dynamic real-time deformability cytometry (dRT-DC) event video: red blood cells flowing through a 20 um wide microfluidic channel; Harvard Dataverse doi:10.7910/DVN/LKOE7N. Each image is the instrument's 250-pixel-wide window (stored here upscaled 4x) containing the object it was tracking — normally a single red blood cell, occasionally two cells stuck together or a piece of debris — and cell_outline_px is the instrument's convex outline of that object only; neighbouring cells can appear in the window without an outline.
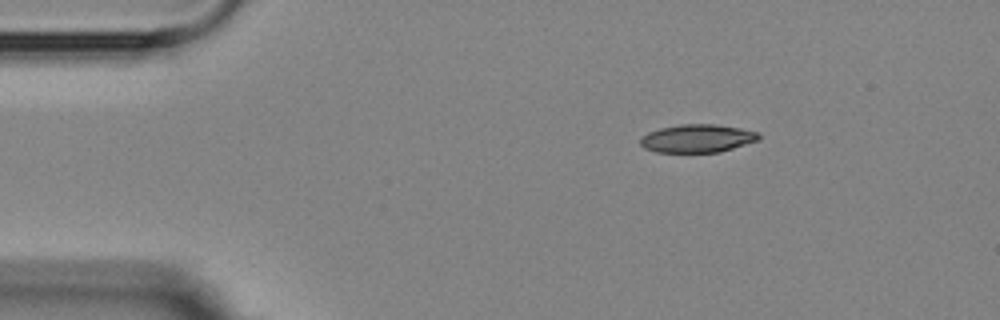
{"species": "Egyptian fruit bat (a non-hibernating species)", "species_latin": "Rousettus aegyptiacus", "temperature_condition": "room temperature", "stored_images_in_passage": 4, "camera_frame_rate_fps": 3000, "um_per_image_px": 0.085, "animal": {"sex": "female"}, "frame": {"image": 1, "passage_image": 2, "time_ms": 1.333, "image_size_px": [1000, 320], "cell_outline_px": [[760, 140], [720, 152], [656, 152], [644, 148], [640, 144], [640, 140], [648, 132], [660, 128], [680, 124], [716, 124], [740, 128], [756, 132], [760, 136]], "centroid_in_image_um": [59.28, 11.76], "position_along_channel_um": 25.7, "area_um2": 19.36}}